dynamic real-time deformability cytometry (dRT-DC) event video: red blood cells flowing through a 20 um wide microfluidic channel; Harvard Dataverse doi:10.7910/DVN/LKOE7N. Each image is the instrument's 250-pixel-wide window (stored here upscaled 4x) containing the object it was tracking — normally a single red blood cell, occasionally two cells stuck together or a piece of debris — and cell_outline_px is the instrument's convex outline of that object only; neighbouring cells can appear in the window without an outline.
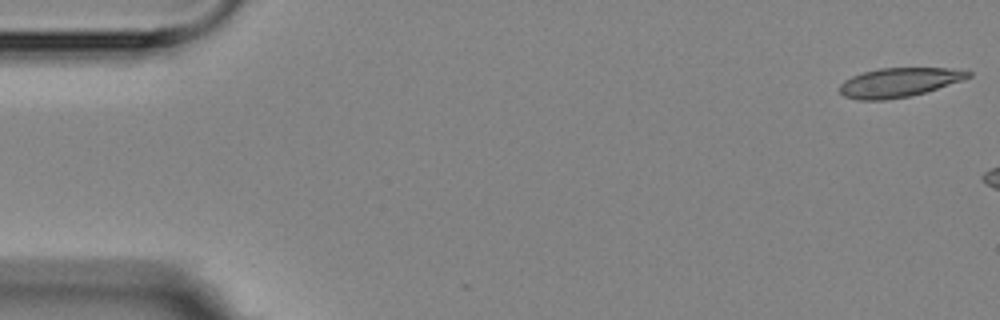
{"species": "Egyptian fruit bat (a non-hibernating species)", "species_latin": "Rousettus aegyptiacus", "temperature_condition": "room temperature", "stored_images_in_passage": 3, "camera_frame_rate_fps": 3000, "um_per_image_px": 0.085, "animal": {"sex": "female"}, "frame": {"image": 1, "passage_image": 1, "time_ms": 0.0, "image_size_px": [1000, 320], "cell_outline_px": [[972, 76], [912, 96], [884, 100], [856, 100], [844, 96], [840, 92], [840, 84], [844, 80], [852, 76], [864, 72], [880, 68], [968, 68], [972, 72]], "centroid_in_image_um": [76.43, 7.0], "position_along_channel_um": 8.6, "area_um2": 21.91}}